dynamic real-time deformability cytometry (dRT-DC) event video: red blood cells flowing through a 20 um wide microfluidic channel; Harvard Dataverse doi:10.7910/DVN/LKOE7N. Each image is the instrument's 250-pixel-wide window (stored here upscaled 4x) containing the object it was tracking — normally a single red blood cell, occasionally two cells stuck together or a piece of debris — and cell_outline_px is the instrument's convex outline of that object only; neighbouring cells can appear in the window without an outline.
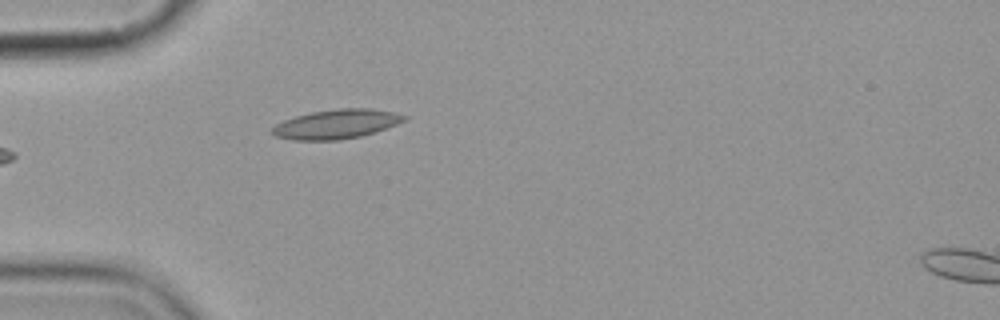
{"species": "common noctule bat (a hibernating species)", "species_latin": "Nyctalus noctula", "temperature_condition": "cold", "stored_images_in_passage": 5, "camera_frame_rate_fps": 3000, "um_per_image_px": 0.085, "animal": {"sex": "female", "body_mass_g": 19.9}, "frame": {"image": 1, "passage_image": 5, "time_ms": 4.667, "image_size_px": [1000, 320], "cell_outline_px": [[408, 120], [360, 136], [340, 140], [292, 140], [276, 136], [268, 132], [276, 124], [284, 120], [296, 116], [312, 112], [340, 108], [368, 108], [392, 112], [408, 116]], "centroid_in_image_um": [28.56, 10.55], "position_along_channel_um": 56.4, "area_um2": 22.37}}